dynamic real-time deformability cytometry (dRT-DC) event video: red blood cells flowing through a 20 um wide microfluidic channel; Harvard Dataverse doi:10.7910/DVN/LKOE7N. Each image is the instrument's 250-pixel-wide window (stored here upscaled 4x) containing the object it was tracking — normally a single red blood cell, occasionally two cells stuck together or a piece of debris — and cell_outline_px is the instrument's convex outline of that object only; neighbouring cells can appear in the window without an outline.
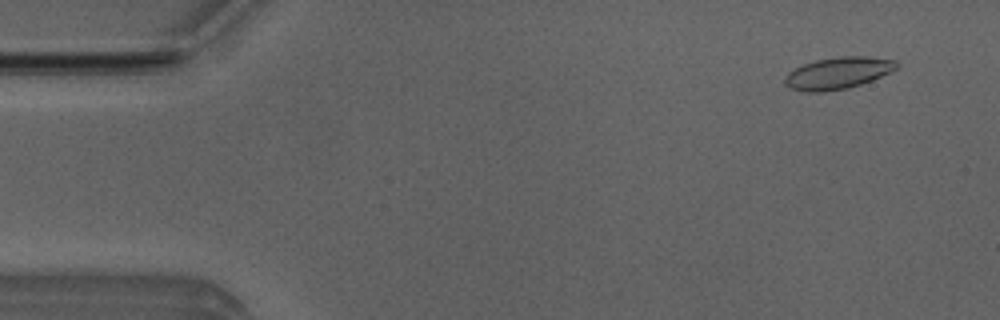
{"species": "Egyptian fruit bat (a non-hibernating species)", "species_latin": "Rousettus aegyptiacus", "temperature_condition": "room temperature", "stored_images_in_passage": 52, "camera_frame_rate_fps": 3000, "um_per_image_px": 0.085, "animal": {"sex": "male"}, "frame": {"image": 1, "passage_image": 4, "time_ms": 1.0, "image_size_px": [1000, 320], "cell_outline_px": [[900, 64], [896, 68], [872, 80], [848, 88], [824, 92], [804, 92], [792, 88], [784, 84], [784, 76], [788, 72], [804, 64], [816, 60], [840, 56], [868, 56], [896, 60]], "centroid_in_image_um": [71.21, 6.21], "position_along_channel_um": 13.8, "area_um2": 20.69}}
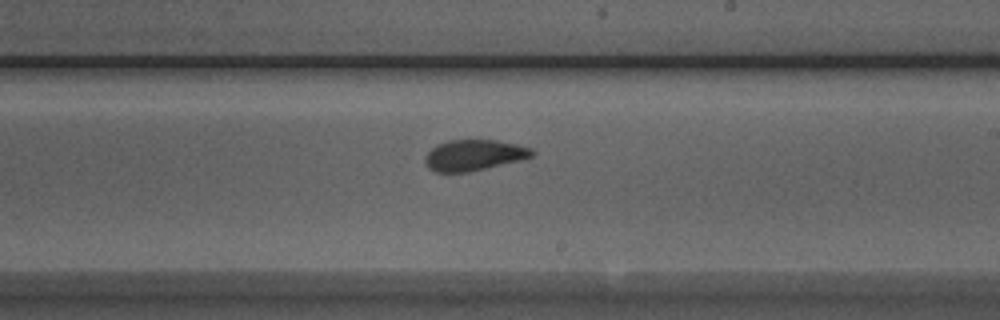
{"frame": {"image": 2, "passage_image": 30, "time_ms": 9.667, "image_size_px": [1000, 320], "cell_outline_px": [[536, 152], [532, 156], [520, 160], [468, 172], [436, 172], [428, 168], [424, 160], [424, 156], [436, 144], [448, 140], [496, 140], [516, 144], [532, 148]], "centroid_in_image_um": [40.27, 13.18], "position_along_channel_um": 248.7, "area_um2": 19.25}}
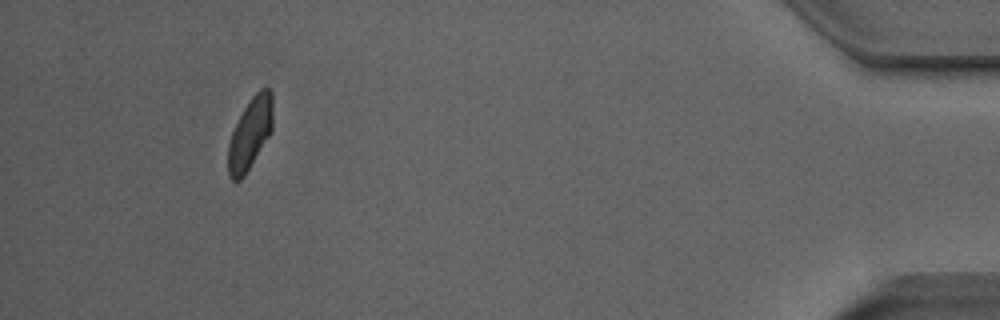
{"frame": {"image": 3, "passage_image": 48, "time_ms": 15.667, "image_size_px": [1000, 320], "cell_outline_px": [[272, 132], [244, 176], [240, 180], [232, 180], [228, 176], [228, 144], [232, 132], [244, 108], [252, 96], [260, 88], [272, 88]], "centroid_in_image_um": [21.27, 11.34], "position_along_channel_um": 413.9, "area_um2": 18.61}, "authors_computed_cell_mechanics": {"area_um2": 19.7676, "velocity_mm_per_s": 3.9549, "shape_relaxation_time_tau1_ms": 3.8022, "shape_relaxation_time_tau2_ms": 0.8916, "deformation_change_tau1": 0.1459, "deformation_change_tau2": 0.0728}}